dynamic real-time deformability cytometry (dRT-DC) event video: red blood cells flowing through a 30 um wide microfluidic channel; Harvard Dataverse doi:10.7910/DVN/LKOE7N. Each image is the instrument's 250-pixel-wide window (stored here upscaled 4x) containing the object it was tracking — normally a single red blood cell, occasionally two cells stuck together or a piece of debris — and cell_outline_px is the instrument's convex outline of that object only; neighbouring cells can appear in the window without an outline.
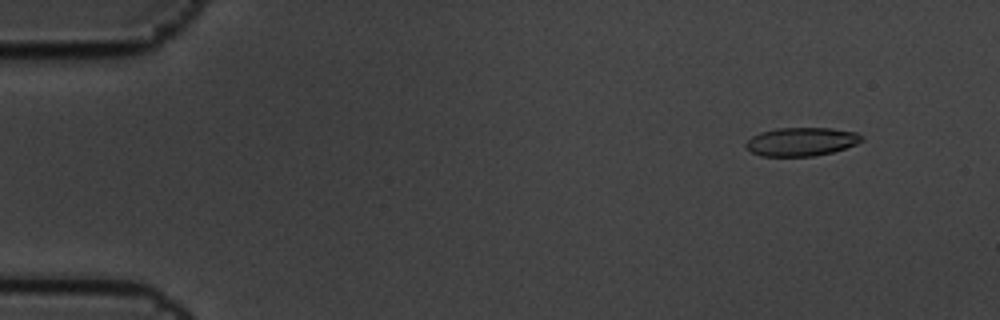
{"species": "common noctule bat (a hibernating species)", "species_latin": "Nyctalus noctula", "temperature_condition": "cold", "stored_images_in_passage": 7, "camera_frame_rate_fps": 3000, "um_per_image_px": 0.085, "animal": {"sex": "male", "body_mass_g": 19.5, "forearm_length_mm": 54.6}, "frame": {"image": 1, "passage_image": 2, "time_ms": 0.333, "image_size_px": [1000, 320], "cell_outline_px": [[864, 140], [856, 144], [832, 152], [812, 156], [760, 156], [744, 148], [744, 144], [752, 136], [760, 132], [776, 128], [832, 128], [856, 132], [864, 136]], "centroid_in_image_um": [68.1, 12.04], "position_along_channel_um": 16.9, "area_um2": 19.36}}
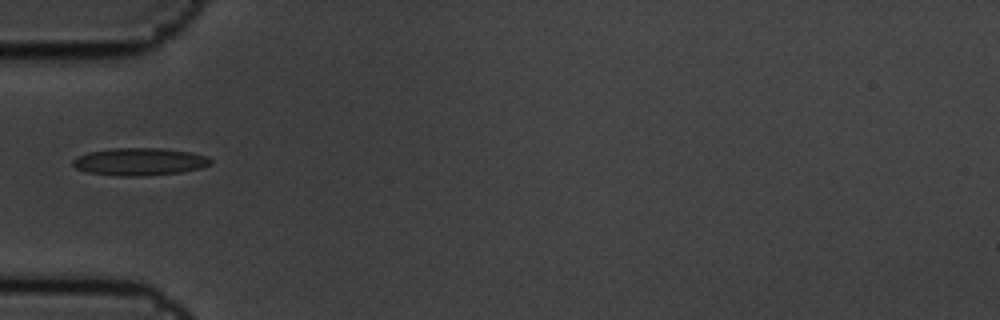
{"frame": {"image": 2, "passage_image": 6, "time_ms": 1.667, "image_size_px": [1000, 320], "cell_outline_px": [[212, 164], [200, 168], [180, 172], [144, 176], [120, 176], [88, 172], [76, 168], [72, 164], [72, 160], [76, 156], [88, 152], [112, 148], [164, 148], [192, 152], [208, 156], [212, 160]], "centroid_in_image_um": [11.88, 13.73], "position_along_channel_um": 73.1, "area_um2": 22.25}}
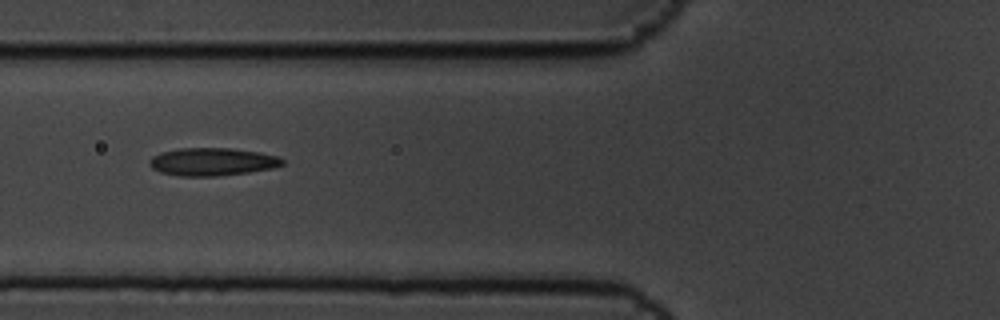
{"frame": {"image": 3, "passage_image": 7, "time_ms": 2.0, "image_size_px": [1000, 320], "cell_outline_px": [[284, 164], [272, 168], [248, 172], [216, 176], [180, 176], [160, 172], [152, 168], [148, 164], [152, 156], [160, 152], [180, 148], [232, 148], [260, 152], [276, 156], [284, 160]], "centroid_in_image_um": [18.02, 13.74], "position_along_channel_um": 107.8, "area_um2": 21.56}}